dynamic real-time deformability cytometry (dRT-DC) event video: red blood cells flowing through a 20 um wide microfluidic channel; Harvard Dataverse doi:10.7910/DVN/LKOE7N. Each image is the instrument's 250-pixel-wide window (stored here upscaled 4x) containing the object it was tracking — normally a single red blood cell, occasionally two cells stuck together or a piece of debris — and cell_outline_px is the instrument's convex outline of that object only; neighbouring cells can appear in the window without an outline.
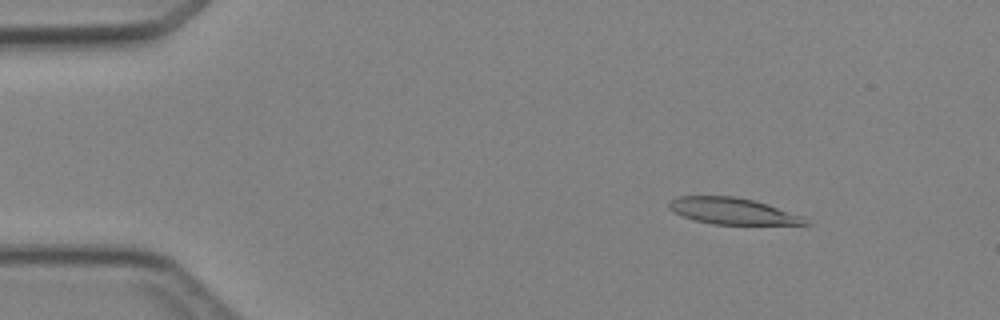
{"species": "Egyptian fruit bat (a non-hibernating species)", "species_latin": "Rousettus aegyptiacus", "temperature_condition": "cold", "stored_images_in_passage": 4, "camera_frame_rate_fps": 3000, "um_per_image_px": 0.085, "animal": {"sex": "female"}, "frame": {"image": 1, "passage_image": 2, "time_ms": 1.0, "image_size_px": [1000, 320], "cell_outline_px": [[812, 224], [712, 224], [696, 220], [684, 216], [668, 208], [668, 204], [672, 200], [680, 196], [736, 196], [768, 204], [804, 216]], "centroid_in_image_um": [62.32, 17.94], "position_along_channel_um": 22.7, "area_um2": 20.75}}